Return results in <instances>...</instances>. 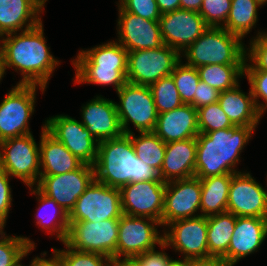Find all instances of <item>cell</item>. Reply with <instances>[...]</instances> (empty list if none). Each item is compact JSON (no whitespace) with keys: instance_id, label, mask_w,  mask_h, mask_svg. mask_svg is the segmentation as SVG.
Segmentation results:
<instances>
[{"instance_id":"obj_1","label":"cell","mask_w":267,"mask_h":266,"mask_svg":"<svg viewBox=\"0 0 267 266\" xmlns=\"http://www.w3.org/2000/svg\"><path fill=\"white\" fill-rule=\"evenodd\" d=\"M13 34L5 35L7 38H3L0 45L4 72L13 66L23 76L19 84H38L44 91L59 61L53 58L46 45L42 21L19 35Z\"/></svg>"},{"instance_id":"obj_2","label":"cell","mask_w":267,"mask_h":266,"mask_svg":"<svg viewBox=\"0 0 267 266\" xmlns=\"http://www.w3.org/2000/svg\"><path fill=\"white\" fill-rule=\"evenodd\" d=\"M93 166L95 180L113 188L120 189L131 182L163 181L156 169L137 157L131 134L99 142Z\"/></svg>"},{"instance_id":"obj_3","label":"cell","mask_w":267,"mask_h":266,"mask_svg":"<svg viewBox=\"0 0 267 266\" xmlns=\"http://www.w3.org/2000/svg\"><path fill=\"white\" fill-rule=\"evenodd\" d=\"M255 127L234 125L213 132L199 133L196 137L194 176L206 178L239 173L234 170V166L239 161L240 152L248 143Z\"/></svg>"},{"instance_id":"obj_4","label":"cell","mask_w":267,"mask_h":266,"mask_svg":"<svg viewBox=\"0 0 267 266\" xmlns=\"http://www.w3.org/2000/svg\"><path fill=\"white\" fill-rule=\"evenodd\" d=\"M72 62L77 83L112 84L116 91L127 83L128 51L118 42L82 50Z\"/></svg>"},{"instance_id":"obj_5","label":"cell","mask_w":267,"mask_h":266,"mask_svg":"<svg viewBox=\"0 0 267 266\" xmlns=\"http://www.w3.org/2000/svg\"><path fill=\"white\" fill-rule=\"evenodd\" d=\"M242 39L223 27H208L184 53L187 65L198 68L203 65H244L246 50Z\"/></svg>"},{"instance_id":"obj_6","label":"cell","mask_w":267,"mask_h":266,"mask_svg":"<svg viewBox=\"0 0 267 266\" xmlns=\"http://www.w3.org/2000/svg\"><path fill=\"white\" fill-rule=\"evenodd\" d=\"M120 104L117 113L124 134H131L128 122H132L140 132H153L158 112L149 86L127 82L118 91Z\"/></svg>"},{"instance_id":"obj_7","label":"cell","mask_w":267,"mask_h":266,"mask_svg":"<svg viewBox=\"0 0 267 266\" xmlns=\"http://www.w3.org/2000/svg\"><path fill=\"white\" fill-rule=\"evenodd\" d=\"M0 147V168L9 176L20 178L31 188L39 182L40 148L32 134L4 140L0 142Z\"/></svg>"},{"instance_id":"obj_8","label":"cell","mask_w":267,"mask_h":266,"mask_svg":"<svg viewBox=\"0 0 267 266\" xmlns=\"http://www.w3.org/2000/svg\"><path fill=\"white\" fill-rule=\"evenodd\" d=\"M180 59V53L165 44L157 49L128 52L127 82L150 86L170 76Z\"/></svg>"},{"instance_id":"obj_9","label":"cell","mask_w":267,"mask_h":266,"mask_svg":"<svg viewBox=\"0 0 267 266\" xmlns=\"http://www.w3.org/2000/svg\"><path fill=\"white\" fill-rule=\"evenodd\" d=\"M123 215L119 188L94 180L77 199L69 213V222L120 219Z\"/></svg>"},{"instance_id":"obj_10","label":"cell","mask_w":267,"mask_h":266,"mask_svg":"<svg viewBox=\"0 0 267 266\" xmlns=\"http://www.w3.org/2000/svg\"><path fill=\"white\" fill-rule=\"evenodd\" d=\"M119 232V219L97 223L91 221L69 222L65 244L79 251L99 253L114 258Z\"/></svg>"},{"instance_id":"obj_11","label":"cell","mask_w":267,"mask_h":266,"mask_svg":"<svg viewBox=\"0 0 267 266\" xmlns=\"http://www.w3.org/2000/svg\"><path fill=\"white\" fill-rule=\"evenodd\" d=\"M35 84H17L0 104V142L31 134L28 120L34 112Z\"/></svg>"},{"instance_id":"obj_12","label":"cell","mask_w":267,"mask_h":266,"mask_svg":"<svg viewBox=\"0 0 267 266\" xmlns=\"http://www.w3.org/2000/svg\"><path fill=\"white\" fill-rule=\"evenodd\" d=\"M94 180V166L84 163L72 172L40 176L36 188L69 214L75 207L77 199Z\"/></svg>"},{"instance_id":"obj_13","label":"cell","mask_w":267,"mask_h":266,"mask_svg":"<svg viewBox=\"0 0 267 266\" xmlns=\"http://www.w3.org/2000/svg\"><path fill=\"white\" fill-rule=\"evenodd\" d=\"M149 220L146 222V220ZM151 221V222H150ZM156 225L161 223L147 217H133L123 214L119 219V232L114 258H135L136 256L155 249V245L163 243Z\"/></svg>"},{"instance_id":"obj_14","label":"cell","mask_w":267,"mask_h":266,"mask_svg":"<svg viewBox=\"0 0 267 266\" xmlns=\"http://www.w3.org/2000/svg\"><path fill=\"white\" fill-rule=\"evenodd\" d=\"M166 183L164 181L131 182L120 188L122 212L133 217H147L162 225Z\"/></svg>"},{"instance_id":"obj_15","label":"cell","mask_w":267,"mask_h":266,"mask_svg":"<svg viewBox=\"0 0 267 266\" xmlns=\"http://www.w3.org/2000/svg\"><path fill=\"white\" fill-rule=\"evenodd\" d=\"M171 231L163 235L162 249L173 246L184 253V259L210 257L207 243V216L197 215L168 224Z\"/></svg>"},{"instance_id":"obj_16","label":"cell","mask_w":267,"mask_h":266,"mask_svg":"<svg viewBox=\"0 0 267 266\" xmlns=\"http://www.w3.org/2000/svg\"><path fill=\"white\" fill-rule=\"evenodd\" d=\"M44 127L82 162L95 164L99 142L80 121L66 115H57L47 119Z\"/></svg>"},{"instance_id":"obj_17","label":"cell","mask_w":267,"mask_h":266,"mask_svg":"<svg viewBox=\"0 0 267 266\" xmlns=\"http://www.w3.org/2000/svg\"><path fill=\"white\" fill-rule=\"evenodd\" d=\"M158 23L163 43L179 53L186 50L208 28L197 11L181 8L162 14Z\"/></svg>"},{"instance_id":"obj_18","label":"cell","mask_w":267,"mask_h":266,"mask_svg":"<svg viewBox=\"0 0 267 266\" xmlns=\"http://www.w3.org/2000/svg\"><path fill=\"white\" fill-rule=\"evenodd\" d=\"M227 212L236 217L267 219V191L249 173L232 175Z\"/></svg>"},{"instance_id":"obj_19","label":"cell","mask_w":267,"mask_h":266,"mask_svg":"<svg viewBox=\"0 0 267 266\" xmlns=\"http://www.w3.org/2000/svg\"><path fill=\"white\" fill-rule=\"evenodd\" d=\"M200 178L174 180L166 183L162 225L179 220L196 217L195 212L201 204Z\"/></svg>"},{"instance_id":"obj_20","label":"cell","mask_w":267,"mask_h":266,"mask_svg":"<svg viewBox=\"0 0 267 266\" xmlns=\"http://www.w3.org/2000/svg\"><path fill=\"white\" fill-rule=\"evenodd\" d=\"M118 7V42L128 52L157 49L164 44L158 21L144 19Z\"/></svg>"},{"instance_id":"obj_21","label":"cell","mask_w":267,"mask_h":266,"mask_svg":"<svg viewBox=\"0 0 267 266\" xmlns=\"http://www.w3.org/2000/svg\"><path fill=\"white\" fill-rule=\"evenodd\" d=\"M81 122L98 142L120 137L124 134L116 102L97 96L82 107Z\"/></svg>"},{"instance_id":"obj_22","label":"cell","mask_w":267,"mask_h":266,"mask_svg":"<svg viewBox=\"0 0 267 266\" xmlns=\"http://www.w3.org/2000/svg\"><path fill=\"white\" fill-rule=\"evenodd\" d=\"M267 236V219L236 217V224L227 253L222 257L233 266L241 258L255 252Z\"/></svg>"},{"instance_id":"obj_23","label":"cell","mask_w":267,"mask_h":266,"mask_svg":"<svg viewBox=\"0 0 267 266\" xmlns=\"http://www.w3.org/2000/svg\"><path fill=\"white\" fill-rule=\"evenodd\" d=\"M153 132L165 143L196 138L200 133L197 109L190 104H183L158 114Z\"/></svg>"},{"instance_id":"obj_24","label":"cell","mask_w":267,"mask_h":266,"mask_svg":"<svg viewBox=\"0 0 267 266\" xmlns=\"http://www.w3.org/2000/svg\"><path fill=\"white\" fill-rule=\"evenodd\" d=\"M196 155V138L166 143L165 157L159 172L161 180L167 183L194 177Z\"/></svg>"},{"instance_id":"obj_25","label":"cell","mask_w":267,"mask_h":266,"mask_svg":"<svg viewBox=\"0 0 267 266\" xmlns=\"http://www.w3.org/2000/svg\"><path fill=\"white\" fill-rule=\"evenodd\" d=\"M47 0H0V37L34 28Z\"/></svg>"},{"instance_id":"obj_26","label":"cell","mask_w":267,"mask_h":266,"mask_svg":"<svg viewBox=\"0 0 267 266\" xmlns=\"http://www.w3.org/2000/svg\"><path fill=\"white\" fill-rule=\"evenodd\" d=\"M40 148V176L59 175L75 171L84 162L73 155L60 141L42 128Z\"/></svg>"},{"instance_id":"obj_27","label":"cell","mask_w":267,"mask_h":266,"mask_svg":"<svg viewBox=\"0 0 267 266\" xmlns=\"http://www.w3.org/2000/svg\"><path fill=\"white\" fill-rule=\"evenodd\" d=\"M238 87L239 84L230 90L220 92L218 103L233 125L257 126L261 116L255 106L251 90L247 96Z\"/></svg>"},{"instance_id":"obj_28","label":"cell","mask_w":267,"mask_h":266,"mask_svg":"<svg viewBox=\"0 0 267 266\" xmlns=\"http://www.w3.org/2000/svg\"><path fill=\"white\" fill-rule=\"evenodd\" d=\"M233 174L200 178L202 216L224 213L227 211L229 187Z\"/></svg>"},{"instance_id":"obj_29","label":"cell","mask_w":267,"mask_h":266,"mask_svg":"<svg viewBox=\"0 0 267 266\" xmlns=\"http://www.w3.org/2000/svg\"><path fill=\"white\" fill-rule=\"evenodd\" d=\"M235 224L236 216L227 211L207 216V243L211 256L222 258L227 253Z\"/></svg>"},{"instance_id":"obj_30","label":"cell","mask_w":267,"mask_h":266,"mask_svg":"<svg viewBox=\"0 0 267 266\" xmlns=\"http://www.w3.org/2000/svg\"><path fill=\"white\" fill-rule=\"evenodd\" d=\"M262 4L258 0H232L231 9L226 20L228 32L244 38L257 22V8Z\"/></svg>"},{"instance_id":"obj_31","label":"cell","mask_w":267,"mask_h":266,"mask_svg":"<svg viewBox=\"0 0 267 266\" xmlns=\"http://www.w3.org/2000/svg\"><path fill=\"white\" fill-rule=\"evenodd\" d=\"M200 80L219 92L230 90L244 76V65L208 64L197 68Z\"/></svg>"},{"instance_id":"obj_32","label":"cell","mask_w":267,"mask_h":266,"mask_svg":"<svg viewBox=\"0 0 267 266\" xmlns=\"http://www.w3.org/2000/svg\"><path fill=\"white\" fill-rule=\"evenodd\" d=\"M131 142L137 157L160 172L165 157L166 143L154 132H140L139 137L132 132Z\"/></svg>"},{"instance_id":"obj_33","label":"cell","mask_w":267,"mask_h":266,"mask_svg":"<svg viewBox=\"0 0 267 266\" xmlns=\"http://www.w3.org/2000/svg\"><path fill=\"white\" fill-rule=\"evenodd\" d=\"M0 236V266H20L24 256L34 249V242L24 237Z\"/></svg>"},{"instance_id":"obj_34","label":"cell","mask_w":267,"mask_h":266,"mask_svg":"<svg viewBox=\"0 0 267 266\" xmlns=\"http://www.w3.org/2000/svg\"><path fill=\"white\" fill-rule=\"evenodd\" d=\"M158 114L171 111L184 103L171 76L159 79L150 86Z\"/></svg>"},{"instance_id":"obj_35","label":"cell","mask_w":267,"mask_h":266,"mask_svg":"<svg viewBox=\"0 0 267 266\" xmlns=\"http://www.w3.org/2000/svg\"><path fill=\"white\" fill-rule=\"evenodd\" d=\"M184 104H193L194 94L200 81L197 68L181 64V60L174 67L170 75Z\"/></svg>"},{"instance_id":"obj_36","label":"cell","mask_w":267,"mask_h":266,"mask_svg":"<svg viewBox=\"0 0 267 266\" xmlns=\"http://www.w3.org/2000/svg\"><path fill=\"white\" fill-rule=\"evenodd\" d=\"M67 247V251L55 250L54 258L60 263L61 266H110L112 258L99 253H91L87 251H79L73 248ZM106 262H104V261Z\"/></svg>"},{"instance_id":"obj_37","label":"cell","mask_w":267,"mask_h":266,"mask_svg":"<svg viewBox=\"0 0 267 266\" xmlns=\"http://www.w3.org/2000/svg\"><path fill=\"white\" fill-rule=\"evenodd\" d=\"M200 133L213 132L234 126L218 102L197 109Z\"/></svg>"},{"instance_id":"obj_38","label":"cell","mask_w":267,"mask_h":266,"mask_svg":"<svg viewBox=\"0 0 267 266\" xmlns=\"http://www.w3.org/2000/svg\"><path fill=\"white\" fill-rule=\"evenodd\" d=\"M33 193L37 194L38 197L40 196L38 198V200L40 201V204H41L39 209L43 208L44 206L46 207V206H53L54 205V207H56L55 209H57L56 213L59 214V217H58L59 221L54 223V221L52 219L49 220L50 222H48V219L46 220V218L44 220L42 215L40 213H38V215L36 216L37 217V222H36L37 225H40V226L42 225L41 226L42 228L47 229L49 231H52V233L56 231L57 238L60 239V241H62L64 243L66 240V237H67L68 229H69V214L61 206H59L54 200L45 196L37 188H35L33 190ZM58 210H59V212H58ZM54 216H56V215L54 214ZM51 218H53V215Z\"/></svg>"},{"instance_id":"obj_39","label":"cell","mask_w":267,"mask_h":266,"mask_svg":"<svg viewBox=\"0 0 267 266\" xmlns=\"http://www.w3.org/2000/svg\"><path fill=\"white\" fill-rule=\"evenodd\" d=\"M232 0H203L199 10L200 16L208 27H223L231 9ZM221 21L222 23L221 25Z\"/></svg>"},{"instance_id":"obj_40","label":"cell","mask_w":267,"mask_h":266,"mask_svg":"<svg viewBox=\"0 0 267 266\" xmlns=\"http://www.w3.org/2000/svg\"><path fill=\"white\" fill-rule=\"evenodd\" d=\"M257 38L251 41L250 52L247 53L252 65L244 63V70L267 71V33H258Z\"/></svg>"},{"instance_id":"obj_41","label":"cell","mask_w":267,"mask_h":266,"mask_svg":"<svg viewBox=\"0 0 267 266\" xmlns=\"http://www.w3.org/2000/svg\"><path fill=\"white\" fill-rule=\"evenodd\" d=\"M119 2L124 11L147 20L158 21L162 15L156 0H119Z\"/></svg>"},{"instance_id":"obj_42","label":"cell","mask_w":267,"mask_h":266,"mask_svg":"<svg viewBox=\"0 0 267 266\" xmlns=\"http://www.w3.org/2000/svg\"><path fill=\"white\" fill-rule=\"evenodd\" d=\"M244 74L247 75L255 106L262 117L267 107V71L244 70ZM259 98L264 99L266 105L258 103Z\"/></svg>"},{"instance_id":"obj_43","label":"cell","mask_w":267,"mask_h":266,"mask_svg":"<svg viewBox=\"0 0 267 266\" xmlns=\"http://www.w3.org/2000/svg\"><path fill=\"white\" fill-rule=\"evenodd\" d=\"M9 180V175L0 168V225L3 227L5 226L12 201Z\"/></svg>"},{"instance_id":"obj_44","label":"cell","mask_w":267,"mask_h":266,"mask_svg":"<svg viewBox=\"0 0 267 266\" xmlns=\"http://www.w3.org/2000/svg\"><path fill=\"white\" fill-rule=\"evenodd\" d=\"M219 93V91L200 80L197 85L196 93L194 94L192 106L198 109L216 103L218 102Z\"/></svg>"},{"instance_id":"obj_45","label":"cell","mask_w":267,"mask_h":266,"mask_svg":"<svg viewBox=\"0 0 267 266\" xmlns=\"http://www.w3.org/2000/svg\"><path fill=\"white\" fill-rule=\"evenodd\" d=\"M141 266H169L172 259L164 252L155 249L144 252L135 257Z\"/></svg>"},{"instance_id":"obj_46","label":"cell","mask_w":267,"mask_h":266,"mask_svg":"<svg viewBox=\"0 0 267 266\" xmlns=\"http://www.w3.org/2000/svg\"><path fill=\"white\" fill-rule=\"evenodd\" d=\"M189 266H231L221 257L210 256L206 258L189 259Z\"/></svg>"},{"instance_id":"obj_47","label":"cell","mask_w":267,"mask_h":266,"mask_svg":"<svg viewBox=\"0 0 267 266\" xmlns=\"http://www.w3.org/2000/svg\"><path fill=\"white\" fill-rule=\"evenodd\" d=\"M161 14L180 9V0H156Z\"/></svg>"},{"instance_id":"obj_48","label":"cell","mask_w":267,"mask_h":266,"mask_svg":"<svg viewBox=\"0 0 267 266\" xmlns=\"http://www.w3.org/2000/svg\"><path fill=\"white\" fill-rule=\"evenodd\" d=\"M110 266H141L136 258H112Z\"/></svg>"},{"instance_id":"obj_49","label":"cell","mask_w":267,"mask_h":266,"mask_svg":"<svg viewBox=\"0 0 267 266\" xmlns=\"http://www.w3.org/2000/svg\"><path fill=\"white\" fill-rule=\"evenodd\" d=\"M203 0H180V8L199 12Z\"/></svg>"},{"instance_id":"obj_50","label":"cell","mask_w":267,"mask_h":266,"mask_svg":"<svg viewBox=\"0 0 267 266\" xmlns=\"http://www.w3.org/2000/svg\"><path fill=\"white\" fill-rule=\"evenodd\" d=\"M23 266V265H20ZM29 266H61L60 263L54 258L51 259H44L40 257H36L33 259L32 263Z\"/></svg>"},{"instance_id":"obj_51","label":"cell","mask_w":267,"mask_h":266,"mask_svg":"<svg viewBox=\"0 0 267 266\" xmlns=\"http://www.w3.org/2000/svg\"><path fill=\"white\" fill-rule=\"evenodd\" d=\"M169 266H189V259L172 260Z\"/></svg>"},{"instance_id":"obj_52","label":"cell","mask_w":267,"mask_h":266,"mask_svg":"<svg viewBox=\"0 0 267 266\" xmlns=\"http://www.w3.org/2000/svg\"><path fill=\"white\" fill-rule=\"evenodd\" d=\"M4 74H5V72H4V69H3L2 50H1V46H0V80H1V78H3Z\"/></svg>"},{"instance_id":"obj_53","label":"cell","mask_w":267,"mask_h":266,"mask_svg":"<svg viewBox=\"0 0 267 266\" xmlns=\"http://www.w3.org/2000/svg\"><path fill=\"white\" fill-rule=\"evenodd\" d=\"M3 226L2 225H0V235H2V233H5V232H3Z\"/></svg>"},{"instance_id":"obj_54","label":"cell","mask_w":267,"mask_h":266,"mask_svg":"<svg viewBox=\"0 0 267 266\" xmlns=\"http://www.w3.org/2000/svg\"><path fill=\"white\" fill-rule=\"evenodd\" d=\"M262 5L267 2V0H258Z\"/></svg>"}]
</instances>
